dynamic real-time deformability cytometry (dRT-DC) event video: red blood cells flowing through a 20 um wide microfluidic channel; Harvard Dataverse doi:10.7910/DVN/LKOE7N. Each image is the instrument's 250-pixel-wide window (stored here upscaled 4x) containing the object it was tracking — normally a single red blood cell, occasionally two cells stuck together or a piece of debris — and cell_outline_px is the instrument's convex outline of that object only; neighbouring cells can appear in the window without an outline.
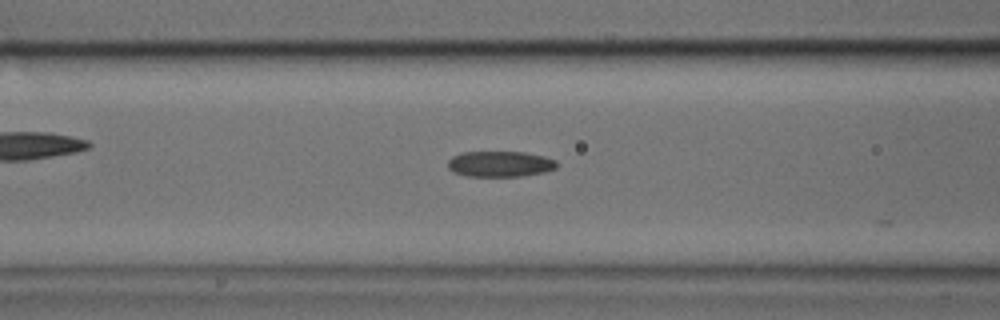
{"species": "common noctule bat (a hibernating species)", "species_latin": "Nyctalus noctula", "temperature_condition": "cold", "stored_images_in_passage": 10, "camera_frame_rate_fps": 3000, "um_per_image_px": 0.085, "animal": {"sex": "male", "body_mass_g": 17.9, "forearm_length_mm": 54.2}, "frame": {"image": 1, "passage_image": 5, "time_ms": 1.333, "image_size_px": [1000, 320], "cell_outline_px": [[560, 164], [556, 168], [544, 172], [524, 176], [464, 176], [452, 172], [448, 168], [448, 160], [452, 156], [460, 152], [524, 152], [544, 156], [556, 160]], "centroid_in_image_um": [42.5, 13.94], "position_along_channel_um": 124.1, "area_um2": 16.59}}